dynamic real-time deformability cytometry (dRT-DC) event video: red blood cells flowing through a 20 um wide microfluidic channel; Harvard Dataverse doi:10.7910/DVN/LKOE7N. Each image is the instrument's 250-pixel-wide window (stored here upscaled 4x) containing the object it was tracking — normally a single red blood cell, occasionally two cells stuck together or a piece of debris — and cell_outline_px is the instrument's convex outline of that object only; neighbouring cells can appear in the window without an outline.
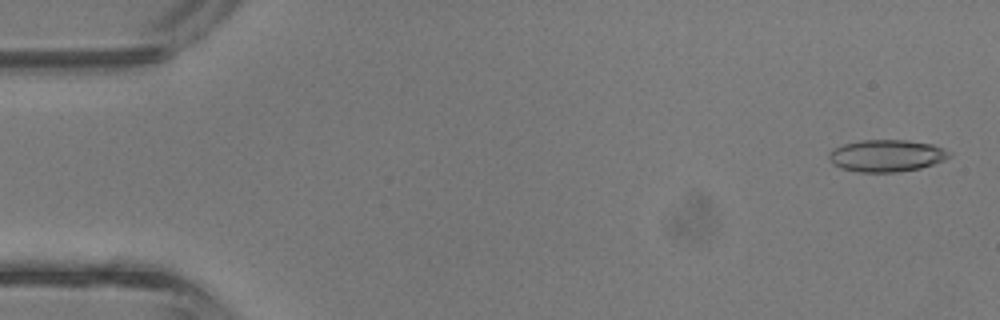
{"species": "common noctule bat (a hibernating species)", "species_latin": "Nyctalus noctula", "temperature_condition": "room temperature", "stored_images_in_passage": 43, "camera_frame_rate_fps": 3000, "um_per_image_px": 0.085, "animal": {"sex": "male", "body_mass_g": 13.3}, "frame": {"image": 1, "passage_image": 2, "time_ms": 0.333, "image_size_px": [1000, 320], "cell_outline_px": [[952, 156], [944, 160], [920, 168], [896, 172], [860, 172], [840, 168], [832, 164], [828, 156], [828, 152], [844, 144], [860, 140], [908, 140], [932, 144], [952, 152]], "centroid_in_image_um": [75.36, 13.23], "position_along_channel_um": 9.6, "area_um2": 22.48}}
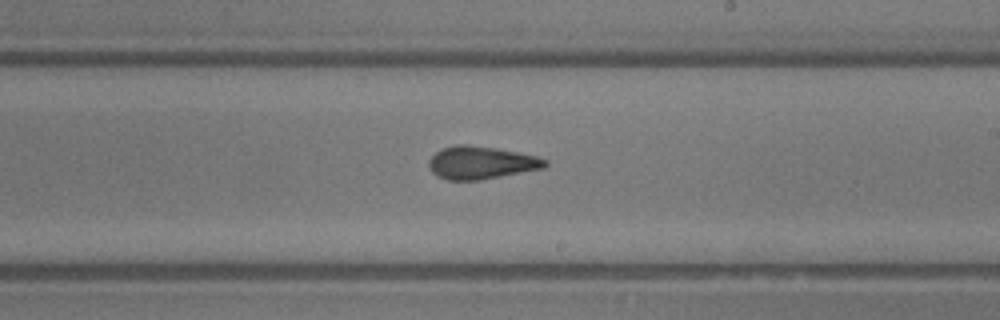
{"frame": {"image": 2, "passage_image": 25, "time_ms": 8.0, "image_size_px": [1000, 320], "cell_outline_px": [[548, 164], [544, 168], [480, 180], [448, 180], [436, 176], [428, 168], [428, 160], [440, 148], [456, 144], [464, 144], [496, 148], [536, 156], [548, 160]], "centroid_in_image_um": [40.85, 13.83], "position_along_channel_um": 248.1, "area_um2": 22.31}}
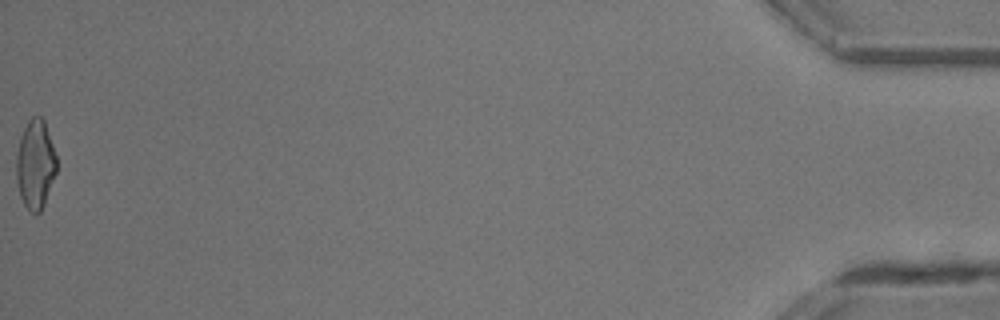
{"frame": {"image": 3, "passage_image": 43, "time_ms": 14.0, "image_size_px": [1000, 320], "cell_outline_px": [[56, 172], [44, 204], [40, 212], [36, 216], [24, 204], [20, 196], [16, 180], [16, 156], [20, 136], [28, 120], [32, 116], [40, 116], [44, 120], [56, 156]], "centroid_in_image_um": [2.99, 13.97], "position_along_channel_um": 432.2, "area_um2": 20.81}, "authors_computed_cell_mechanics": {"area_um2": 22.0796, "velocity_mm_per_s": 4.8478, "shape_relaxation_time_tau1_ms": 8.427, "shape_relaxation_time_tau2_ms": 1.4895, "deformation_change_tau1": 0.2208, "deformation_change_tau2": 0.0922}}